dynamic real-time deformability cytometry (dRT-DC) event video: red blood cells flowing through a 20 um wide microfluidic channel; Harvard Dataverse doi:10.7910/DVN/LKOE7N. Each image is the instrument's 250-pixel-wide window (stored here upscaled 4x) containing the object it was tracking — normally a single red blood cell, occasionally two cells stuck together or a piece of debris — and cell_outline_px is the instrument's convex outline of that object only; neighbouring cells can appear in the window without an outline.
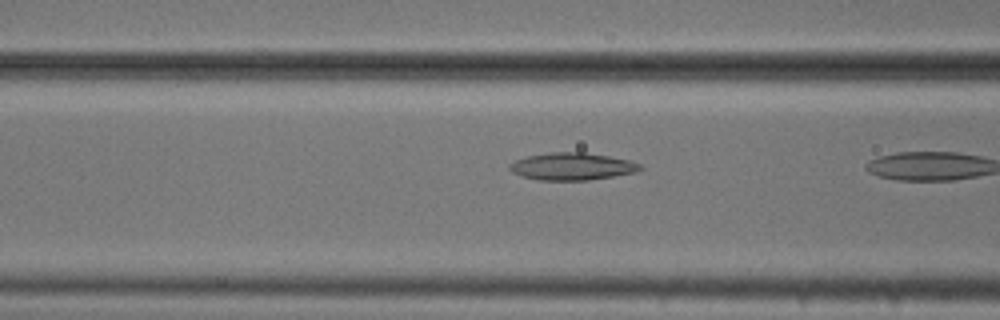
{"species": "common noctule bat (a hibernating species)", "species_latin": "Nyctalus noctula", "temperature_condition": "cold", "stored_images_in_passage": 10, "camera_frame_rate_fps": 3000, "um_per_image_px": 0.085, "animal": {"sex": "male", "body_mass_g": 20.5, "forearm_length_mm": 52.5}, "frame": {"image": 1, "passage_image": 9, "time_ms": 2.667, "image_size_px": [1000, 320], "cell_outline_px": [[644, 168], [636, 172], [588, 180], [536, 180], [512, 172], [508, 168], [508, 164], [516, 160], [528, 156], [548, 152], [584, 152], [608, 156], [628, 160], [640, 164]], "centroid_in_image_um": [48.61, 14.14], "position_along_channel_um": 118.0, "area_um2": 20.69}}